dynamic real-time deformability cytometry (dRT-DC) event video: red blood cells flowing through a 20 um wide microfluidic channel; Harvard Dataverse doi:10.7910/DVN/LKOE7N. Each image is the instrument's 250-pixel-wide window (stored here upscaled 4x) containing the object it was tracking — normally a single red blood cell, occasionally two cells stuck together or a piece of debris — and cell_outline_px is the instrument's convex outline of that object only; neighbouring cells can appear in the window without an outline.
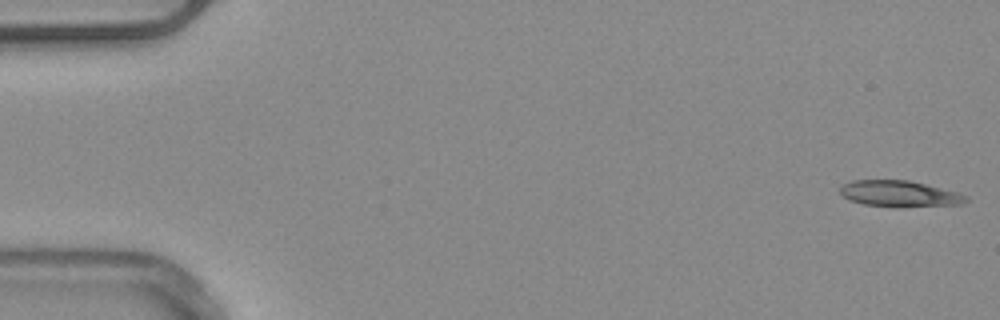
{"species": "common noctule bat (a hibernating species)", "species_latin": "Nyctalus noctula", "temperature_condition": "warm", "stored_images_in_passage": 52, "camera_frame_rate_fps": 3000, "um_per_image_px": 0.085, "animal": {"sex": "male", "body_mass_g": 20.4}, "frame": {"image": 1, "passage_image": 1, "time_ms": 0.0, "image_size_px": [1000, 320], "cell_outline_px": [[968, 200], [960, 204], [896, 208], [892, 208], [864, 204], [848, 200], [840, 192], [840, 184], [852, 180], [908, 180], [956, 192], [968, 196]], "centroid_in_image_um": [76.4, 16.48], "position_along_channel_um": 8.6, "area_um2": 19.36}}
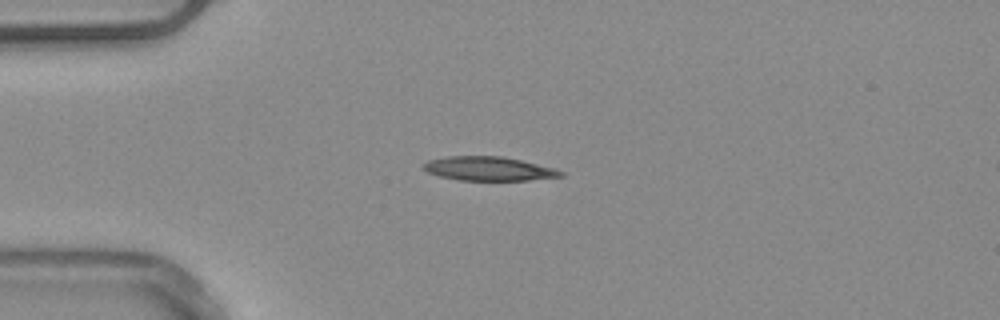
{"frame": {"image": 2, "passage_image": 13, "time_ms": 4.0, "image_size_px": [1000, 320], "cell_outline_px": [[564, 176], [528, 180], [460, 180], [440, 176], [428, 172], [424, 168], [424, 164], [428, 160], [444, 156], [500, 156], [520, 160], [556, 168], [564, 172]], "centroid_in_image_um": [41.56, 14.33], "position_along_channel_um": 43.4, "area_um2": 19.07}}